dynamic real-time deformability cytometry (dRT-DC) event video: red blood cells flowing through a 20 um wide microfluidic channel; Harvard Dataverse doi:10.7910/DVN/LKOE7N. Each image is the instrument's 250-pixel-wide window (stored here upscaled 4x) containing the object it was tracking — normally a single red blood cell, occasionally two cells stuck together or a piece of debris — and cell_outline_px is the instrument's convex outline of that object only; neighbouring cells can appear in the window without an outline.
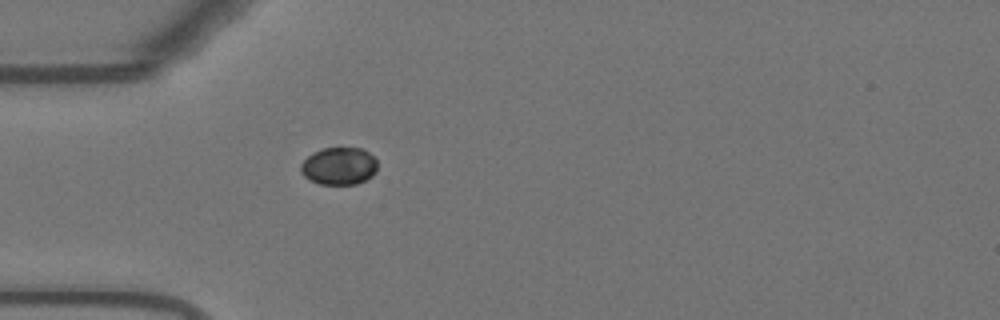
{"species": "Egyptian fruit bat (a non-hibernating species)", "species_latin": "Rousettus aegyptiacus", "temperature_condition": "warm", "stored_images_in_passage": 40, "camera_frame_rate_fps": 3000, "um_per_image_px": 0.085, "animal": {"sex": "female"}, "frame": {"image": 1, "passage_image": 1, "time_ms": 0.0, "image_size_px": [1000, 320], "cell_outline_px": [[376, 172], [372, 176], [356, 184], [320, 184], [304, 176], [300, 172], [300, 164], [312, 152], [324, 148], [360, 148], [368, 152], [376, 160]], "centroid_in_image_um": [28.8, 14.11], "position_along_channel_um": 56.2, "area_um2": 16.65}}
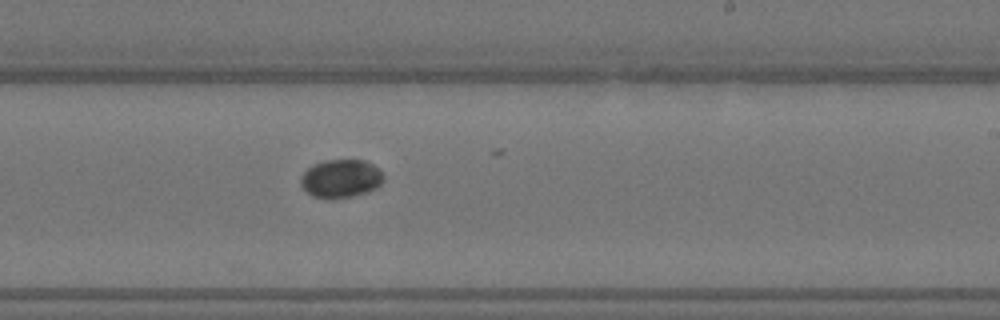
{"frame": {"image": 2, "passage_image": 18, "time_ms": 5.667, "image_size_px": [1000, 320], "cell_outline_px": [[384, 180], [376, 188], [352, 196], [332, 200], [328, 200], [312, 196], [300, 184], [300, 176], [312, 164], [324, 160], [364, 160], [372, 164], [384, 176]], "centroid_in_image_um": [28.93, 15.19], "position_along_channel_um": 260.1, "area_um2": 18.55}}
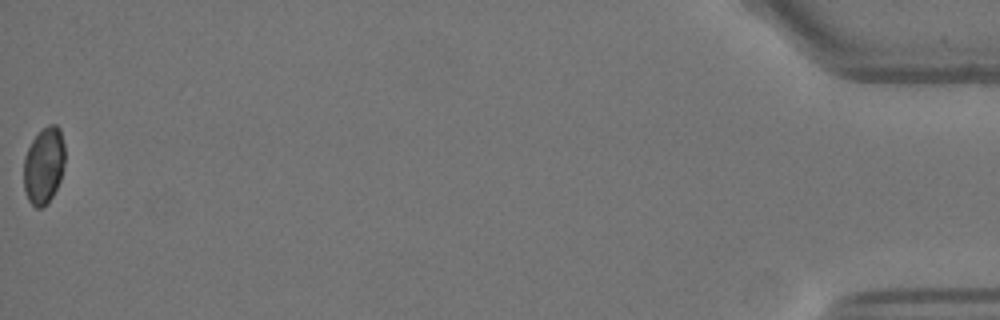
{"frame": {"image": 3, "passage_image": 40, "time_ms": 13.0, "image_size_px": [1000, 320], "cell_outline_px": [[64, 164], [60, 180], [52, 196], [40, 208], [36, 208], [28, 200], [24, 188], [24, 156], [32, 140], [48, 124], [56, 124], [60, 128], [64, 144]], "centroid_in_image_um": [3.72, 14.04], "position_along_channel_um": 431.5, "area_um2": 18.21}, "authors_computed_cell_mechanics": {"area_um2": 18.3804, "velocity_mm_per_s": 3.6906, "shape_relaxation_time_tau1_ms": 5.3651, "shape_relaxation_time_tau2_ms": null, "deformation_change_tau1": 0.0994, "deformation_change_tau2": null}}